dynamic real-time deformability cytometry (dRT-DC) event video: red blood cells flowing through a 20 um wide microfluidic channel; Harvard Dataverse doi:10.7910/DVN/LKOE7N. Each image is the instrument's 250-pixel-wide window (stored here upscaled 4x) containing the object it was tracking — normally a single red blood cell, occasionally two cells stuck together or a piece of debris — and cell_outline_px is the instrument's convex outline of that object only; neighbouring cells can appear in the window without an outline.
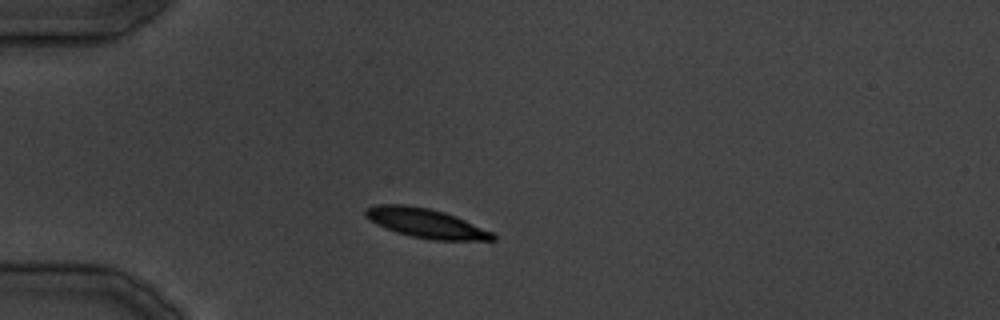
{"species": "common noctule bat (a hibernating species)", "species_latin": "Nyctalus noctula", "temperature_condition": "cold", "stored_images_in_passage": 16, "camera_frame_rate_fps": 3000, "um_per_image_px": 0.085, "animal": {"sex": "male", "body_mass_g": 19.5, "forearm_length_mm": 54.6}, "frame": {"image": 1, "passage_image": 1, "time_ms": 0.0, "image_size_px": [1000, 320], "cell_outline_px": [[496, 240], [432, 240], [412, 236], [396, 232], [376, 224], [368, 220], [364, 216], [364, 208], [380, 204], [404, 204], [428, 208], [444, 212], [456, 216], [492, 232], [496, 236]], "centroid_in_image_um": [36.16, 18.96], "position_along_channel_um": 48.8, "area_um2": 21.73}}
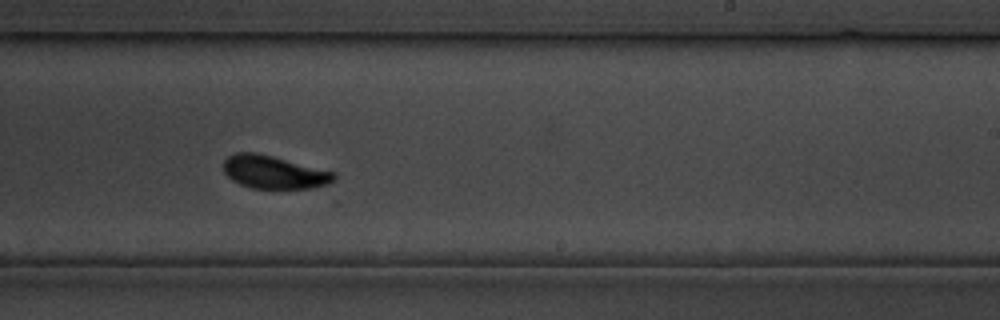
{"frame": {"image": 2, "passage_image": 14, "time_ms": 16.0, "image_size_px": [1000, 320], "cell_outline_px": [[336, 180], [328, 184], [312, 188], [252, 188], [240, 184], [232, 180], [224, 172], [224, 160], [228, 156], [236, 152], [256, 152], [336, 172]], "centroid_in_image_um": [23.3, 14.63], "position_along_channel_um": 265.7, "area_um2": 21.27}}